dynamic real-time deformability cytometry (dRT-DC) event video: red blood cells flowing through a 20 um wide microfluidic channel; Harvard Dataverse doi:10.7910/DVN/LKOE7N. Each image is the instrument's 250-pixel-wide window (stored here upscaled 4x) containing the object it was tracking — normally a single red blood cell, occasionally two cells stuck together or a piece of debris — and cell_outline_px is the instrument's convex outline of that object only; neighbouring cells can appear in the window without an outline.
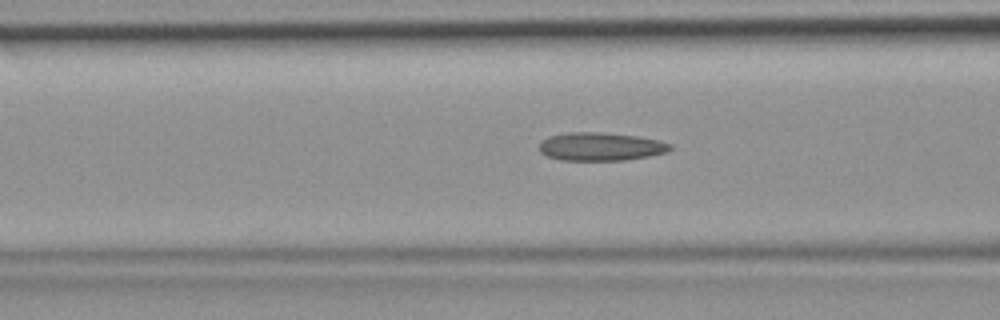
{"species": "common noctule bat (a hibernating species)", "species_latin": "Nyctalus noctula", "temperature_condition": "room temperature", "stored_images_in_passage": 44, "camera_frame_rate_fps": 3000, "um_per_image_px": 0.085, "animal": {"sex": "female", "body_mass_g": 19.9}, "frame": {"image": 1, "passage_image": 16, "time_ms": 5.0, "image_size_px": [1000, 320], "cell_outline_px": [[672, 148], [668, 152], [648, 156], [624, 160], [560, 160], [548, 156], [540, 152], [540, 140], [548, 136], [568, 132], [596, 132], [636, 136], [656, 140], [672, 144]], "centroid_in_image_um": [51.03, 12.46], "position_along_channel_um": 115.6, "area_um2": 21.44}}
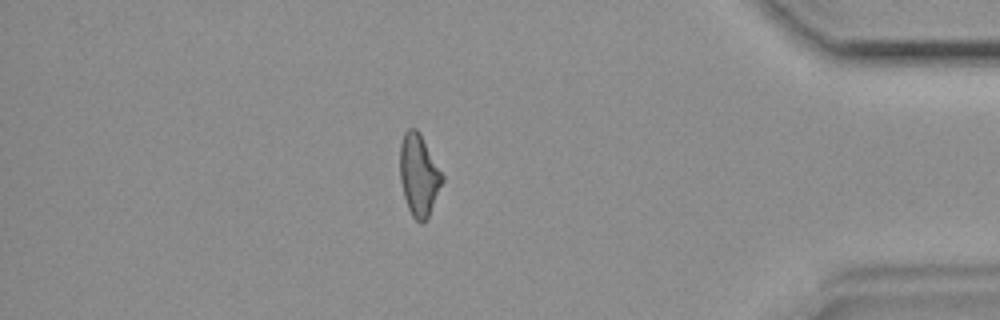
{"frame": {"image": 2, "passage_image": 38, "time_ms": 12.333, "image_size_px": [1000, 320], "cell_outline_px": [[444, 180], [428, 216], [420, 224], [412, 216], [408, 208], [404, 196], [400, 180], [400, 144], [404, 132], [408, 128], [416, 128], [420, 132], [444, 176]], "centroid_in_image_um": [35.6, 14.85], "position_along_channel_um": 399.6, "area_um2": 20.11}}
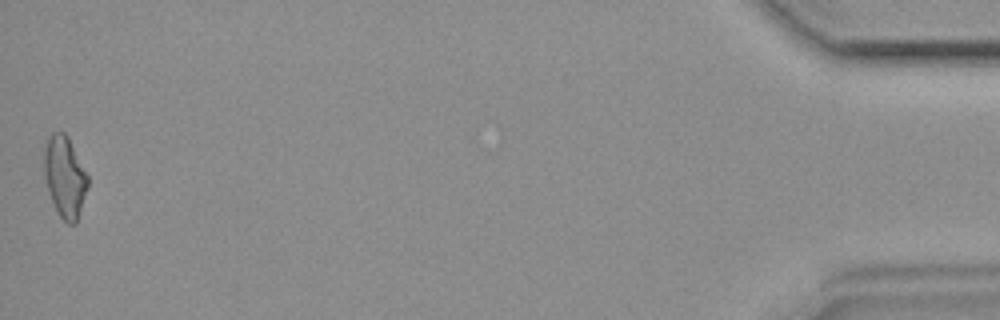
{"frame": {"image": 3, "passage_image": 44, "time_ms": 14.333, "image_size_px": [1000, 320], "cell_outline_px": [[88, 188], [76, 224], [68, 224], [60, 216], [48, 192], [44, 176], [44, 148], [48, 136], [52, 132], [64, 132], [68, 136], [88, 176]], "centroid_in_image_um": [5.5, 15.01], "position_along_channel_um": 429.7, "area_um2": 20.69}}